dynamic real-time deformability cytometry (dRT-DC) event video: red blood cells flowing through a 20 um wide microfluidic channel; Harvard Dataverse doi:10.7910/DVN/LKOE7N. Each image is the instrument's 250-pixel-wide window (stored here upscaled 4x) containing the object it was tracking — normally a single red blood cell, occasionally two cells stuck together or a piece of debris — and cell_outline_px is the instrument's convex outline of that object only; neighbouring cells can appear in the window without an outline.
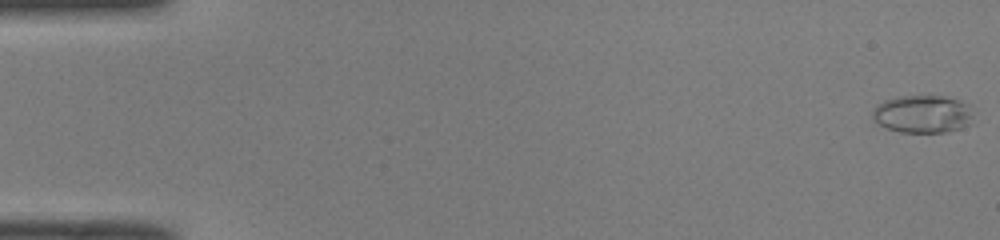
{"species": "common noctule bat (a hibernating species)", "species_latin": "Nyctalus noctula", "temperature_condition": "room temperature", "stored_images_in_passage": 50, "camera_frame_rate_fps": 3000, "um_per_image_px": 0.085, "animal": {"sex": "male", "body_mass_g": 19.0, "forearm_length_mm": 50.8}, "frame": {"image": 1, "passage_image": 1, "time_ms": 0.0, "image_size_px": [1000, 240], "cell_outline_px": [[972, 116], [968, 124], [960, 128], [944, 132], [900, 132], [888, 128], [872, 120], [872, 112], [876, 104], [884, 100], [900, 96], [928, 92], [948, 96], [972, 104]], "centroid_in_image_um": [78.44, 9.62], "position_along_channel_um": 6.6, "area_um2": 23.06}}
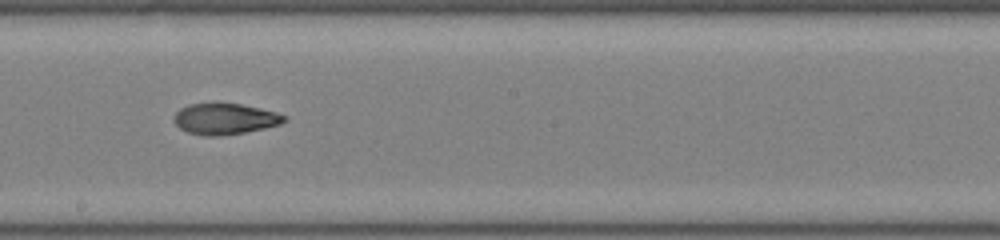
{"frame": {"image": 2, "passage_image": 29, "time_ms": 9.333, "image_size_px": [1000, 240], "cell_outline_px": [[288, 120], [280, 124], [264, 128], [244, 132], [216, 136], [204, 136], [188, 132], [180, 128], [172, 120], [176, 112], [180, 108], [188, 104], [216, 100], [240, 104], [260, 108], [276, 112], [288, 116]], "centroid_in_image_um": [19.09, 10.06], "position_along_channel_um": 229.1, "area_um2": 20.58}}
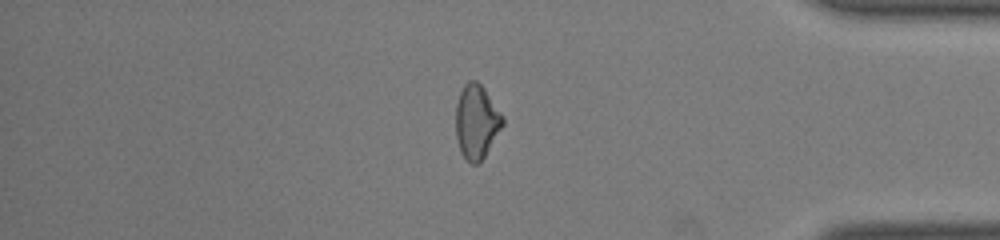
{"frame": {"image": 3, "passage_image": 43, "time_ms": 14.0, "image_size_px": [1000, 240], "cell_outline_px": [[504, 124], [484, 156], [476, 164], [472, 164], [460, 152], [456, 136], [456, 104], [460, 92], [464, 84], [468, 80], [476, 80], [484, 88], [504, 116]], "centroid_in_image_um": [40.5, 10.31], "position_along_channel_um": 394.7, "area_um2": 20.11}, "authors_computed_cell_mechanics": {"area_um2": 20.5479, "velocity_mm_per_s": 4.0983, "shape_relaxation_time_tau1_ms": 8.0612, "shape_relaxation_time_tau2_ms": 4.4475, "deformation_change_tau1": 0.2247, "deformation_change_tau2": 0.0846}}